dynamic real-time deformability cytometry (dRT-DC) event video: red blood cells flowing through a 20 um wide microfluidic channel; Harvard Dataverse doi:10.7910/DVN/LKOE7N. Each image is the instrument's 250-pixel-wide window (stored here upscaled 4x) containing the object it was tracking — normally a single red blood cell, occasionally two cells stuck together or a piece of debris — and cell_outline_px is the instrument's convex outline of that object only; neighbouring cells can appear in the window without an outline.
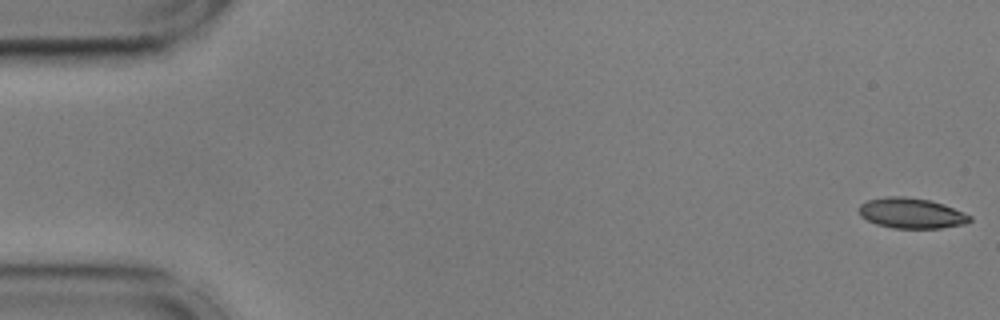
{"species": "common noctule bat (a hibernating species)", "species_latin": "Nyctalus noctula", "temperature_condition": "cold", "stored_images_in_passage": 19, "camera_frame_rate_fps": 3000, "um_per_image_px": 0.085, "animal": {"sex": "male", "body_mass_g": 17.9, "forearm_length_mm": 54.2}, "frame": {"image": 1, "passage_image": 1, "time_ms": 0.0, "image_size_px": [1000, 320], "cell_outline_px": [[972, 220], [964, 224], [940, 228], [892, 228], [876, 224], [860, 216], [860, 204], [868, 200], [884, 196], [904, 196], [928, 200], [944, 204], [972, 216]], "centroid_in_image_um": [77.47, 18.12], "position_along_channel_um": 7.5, "area_um2": 19.59}}
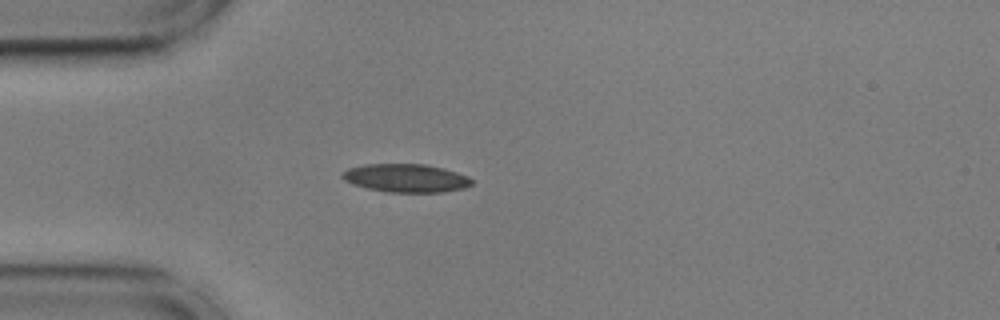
{"frame": {"image": 2, "passage_image": 15, "time_ms": 4.667, "image_size_px": [1000, 320], "cell_outline_px": [[472, 184], [464, 188], [444, 192], [388, 192], [368, 188], [352, 184], [344, 180], [340, 176], [348, 168], [364, 164], [424, 164], [444, 168], [468, 176], [472, 180]], "centroid_in_image_um": [34.5, 15.13], "position_along_channel_um": 50.5, "area_um2": 21.33}}